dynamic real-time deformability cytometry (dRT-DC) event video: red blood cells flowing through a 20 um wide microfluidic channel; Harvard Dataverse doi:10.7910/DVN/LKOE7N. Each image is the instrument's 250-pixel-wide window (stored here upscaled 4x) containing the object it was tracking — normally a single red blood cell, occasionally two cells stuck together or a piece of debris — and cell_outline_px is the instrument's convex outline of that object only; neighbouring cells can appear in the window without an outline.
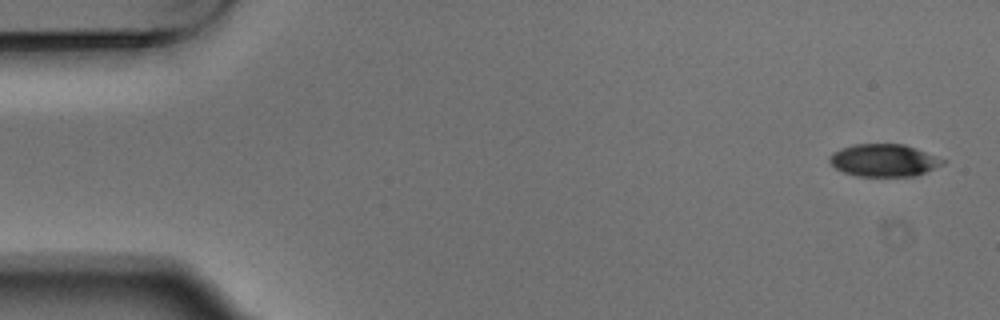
{"species": "Egyptian fruit bat (a non-hibernating species)", "species_latin": "Rousettus aegyptiacus", "temperature_condition": "warm", "stored_images_in_passage": 5, "camera_frame_rate_fps": 3000, "um_per_image_px": 0.085, "animal": {"sex": "male"}, "frame": {"image": 1, "passage_image": 1, "time_ms": 0.0, "image_size_px": [1000, 320], "cell_outline_px": [[948, 160], [944, 164], [916, 176], [856, 176], [844, 172], [836, 168], [828, 160], [828, 156], [832, 152], [840, 148], [856, 144], [904, 144]], "centroid_in_image_um": [75.13, 13.62], "position_along_channel_um": 9.9, "area_um2": 21.5}}
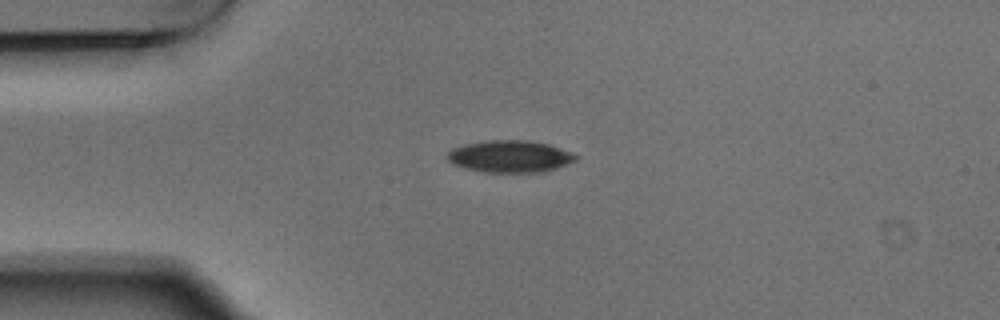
{"frame": {"image": 2, "passage_image": 4, "time_ms": 1.0, "image_size_px": [1000, 320], "cell_outline_px": [[576, 160], [556, 168], [540, 172], [484, 172], [464, 168], [452, 164], [444, 156], [452, 148], [464, 144], [488, 140], [528, 140], [548, 144], [568, 152], [576, 156]], "centroid_in_image_um": [43.25, 13.29], "position_along_channel_um": 41.7, "area_um2": 23.81}}